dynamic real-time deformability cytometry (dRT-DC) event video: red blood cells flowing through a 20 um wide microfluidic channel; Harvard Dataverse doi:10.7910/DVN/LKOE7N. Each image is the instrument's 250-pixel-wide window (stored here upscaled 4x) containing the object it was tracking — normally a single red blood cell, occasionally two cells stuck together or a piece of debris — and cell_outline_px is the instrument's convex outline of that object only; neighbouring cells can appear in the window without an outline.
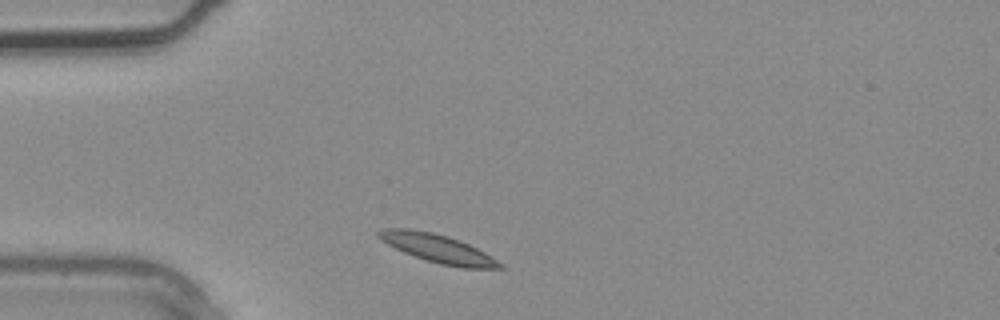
{"species": "common noctule bat (a hibernating species)", "species_latin": "Nyctalus noctula", "temperature_condition": "warm", "stored_images_in_passage": 1, "camera_frame_rate_fps": 3000, "um_per_image_px": 0.085, "animal": {"sex": "male", "body_mass_g": 20.4}, "frame": {"image": 1, "passage_image": 1, "time_ms": 0.0, "image_size_px": [1000, 320], "cell_outline_px": [[508, 268], [460, 268], [440, 264], [404, 252], [380, 240], [376, 236], [376, 232], [380, 228], [408, 228], [432, 232], [468, 244], [484, 252], [504, 264]], "centroid_in_image_um": [37.19, 21.12], "position_along_channel_um": 47.8, "area_um2": 19.83}}